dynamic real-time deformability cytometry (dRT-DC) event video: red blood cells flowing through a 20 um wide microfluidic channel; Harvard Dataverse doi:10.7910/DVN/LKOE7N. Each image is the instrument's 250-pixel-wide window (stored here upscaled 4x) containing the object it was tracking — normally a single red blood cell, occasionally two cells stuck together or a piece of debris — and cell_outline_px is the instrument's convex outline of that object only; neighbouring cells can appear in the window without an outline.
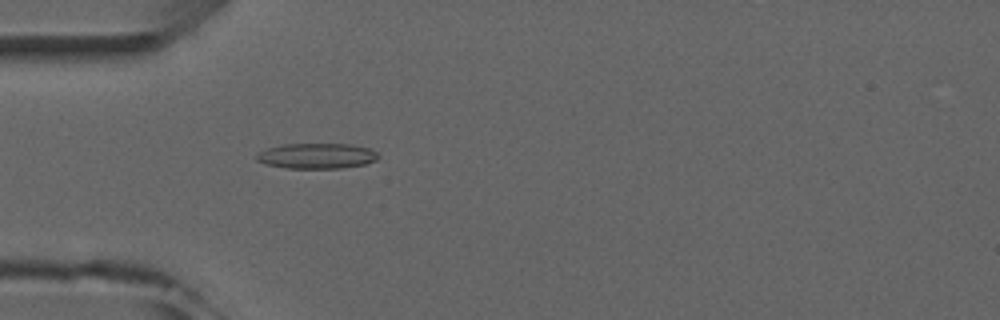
{"species": "common noctule bat (a hibernating species)", "species_latin": "Nyctalus noctula", "temperature_condition": "room temperature", "stored_images_in_passage": 3, "camera_frame_rate_fps": 3000, "um_per_image_px": 0.085, "animal": {"sex": "male", "forearm_length_mm": 52.5}, "frame": {"image": 1, "passage_image": 3, "time_ms": 2.333, "image_size_px": [1000, 320], "cell_outline_px": [[380, 156], [376, 160], [364, 164], [340, 168], [284, 168], [264, 164], [256, 160], [256, 156], [260, 152], [268, 148], [284, 144], [348, 144], [372, 148]], "centroid_in_image_um": [26.93, 13.25], "position_along_channel_um": 58.1, "area_um2": 18.03}}